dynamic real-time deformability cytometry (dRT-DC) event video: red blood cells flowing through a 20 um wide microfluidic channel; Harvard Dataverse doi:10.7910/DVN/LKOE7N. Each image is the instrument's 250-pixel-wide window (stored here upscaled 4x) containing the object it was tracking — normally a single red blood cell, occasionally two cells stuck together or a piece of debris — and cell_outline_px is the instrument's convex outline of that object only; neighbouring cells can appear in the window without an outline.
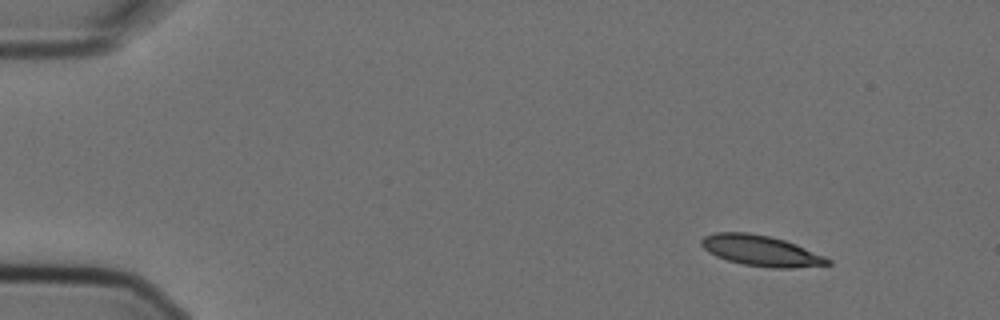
{"species": "Egyptian fruit bat (a non-hibernating species)", "species_latin": "Rousettus aegyptiacus", "temperature_condition": "cold", "stored_images_in_passage": 3, "camera_frame_rate_fps": 3000, "um_per_image_px": 0.085, "animal": {"sex": "female"}, "frame": {"image": 1, "passage_image": 1, "time_ms": 0.0, "image_size_px": [1000, 320], "cell_outline_px": [[832, 264], [792, 268], [772, 268], [744, 264], [728, 260], [716, 256], [708, 252], [700, 244], [700, 240], [704, 236], [716, 232], [748, 232], [772, 236], [796, 244], [824, 256], [832, 260]], "centroid_in_image_um": [64.68, 21.3], "position_along_channel_um": 20.3, "area_um2": 22.6}}
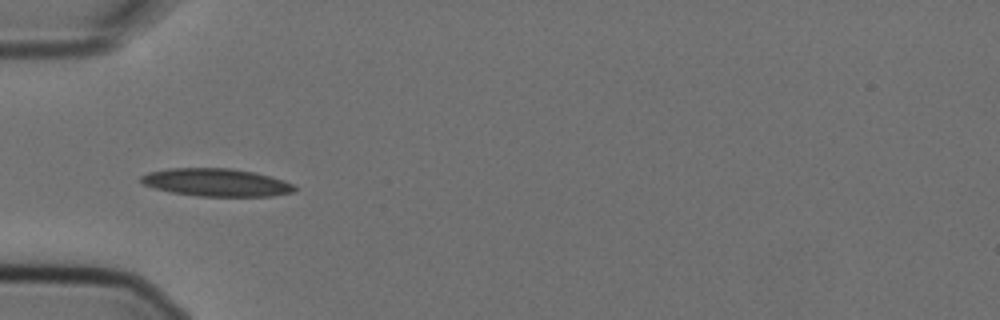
{"frame": {"image": 2, "passage_image": 3, "time_ms": 0.667, "image_size_px": [1000, 320], "cell_outline_px": [[296, 192], [272, 196], [196, 196], [172, 192], [156, 188], [144, 184], [140, 180], [140, 176], [148, 172], [168, 168], [232, 168], [252, 172], [284, 180], [292, 184], [296, 188]], "centroid_in_image_um": [18.39, 15.51], "position_along_channel_um": 66.6, "area_um2": 24.8}}